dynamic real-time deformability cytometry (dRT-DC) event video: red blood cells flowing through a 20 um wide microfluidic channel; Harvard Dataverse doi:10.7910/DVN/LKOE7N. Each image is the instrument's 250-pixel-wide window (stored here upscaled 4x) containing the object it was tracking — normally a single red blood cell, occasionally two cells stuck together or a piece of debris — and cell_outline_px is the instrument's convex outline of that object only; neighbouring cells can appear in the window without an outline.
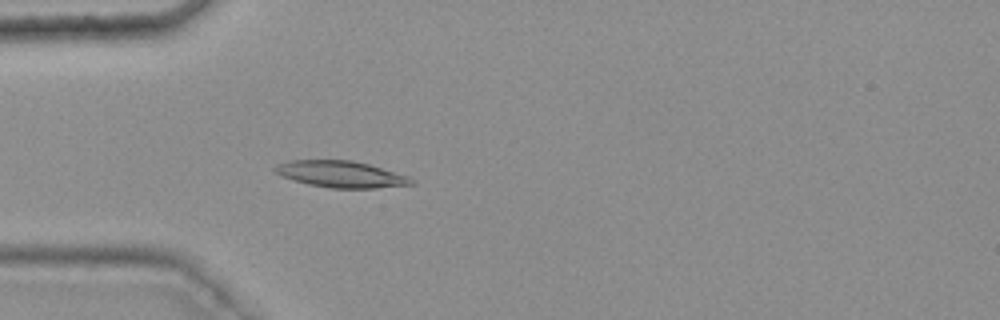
{"species": "common noctule bat (a hibernating species)", "species_latin": "Nyctalus noctula", "temperature_condition": "warm", "stored_images_in_passage": 41, "camera_frame_rate_fps": 3000, "um_per_image_px": 0.085, "animal": {"sex": "female", "body_mass_g": 25.1}, "frame": {"image": 1, "passage_image": 15, "time_ms": 4.667, "image_size_px": [1000, 320], "cell_outline_px": [[416, 184], [376, 188], [328, 188], [308, 184], [292, 180], [280, 176], [272, 168], [276, 164], [288, 160], [352, 160], [368, 164], [408, 176], [416, 180]], "centroid_in_image_um": [28.96, 14.81], "position_along_channel_um": 56.0, "area_um2": 21.27}}
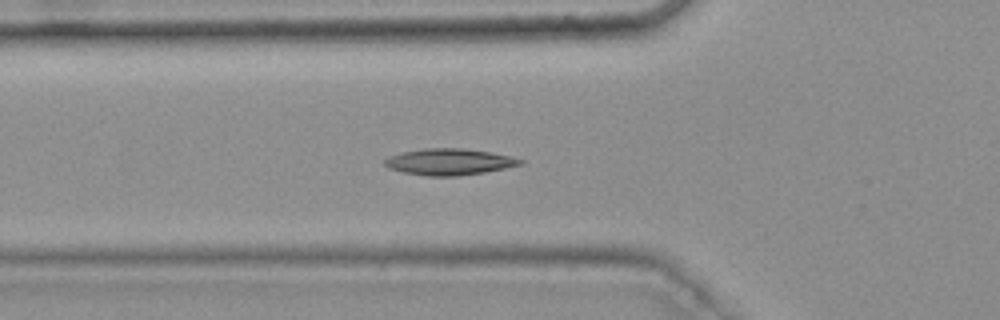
{"frame": {"image": 2, "passage_image": 18, "time_ms": 5.667, "image_size_px": [1000, 320], "cell_outline_px": [[524, 164], [484, 172], [456, 176], [428, 176], [404, 172], [388, 168], [384, 164], [384, 160], [388, 156], [400, 152], [424, 148], [464, 148], [492, 152], [524, 160]], "centroid_in_image_um": [38.16, 13.74], "position_along_channel_um": 87.6, "area_um2": 20.87}}
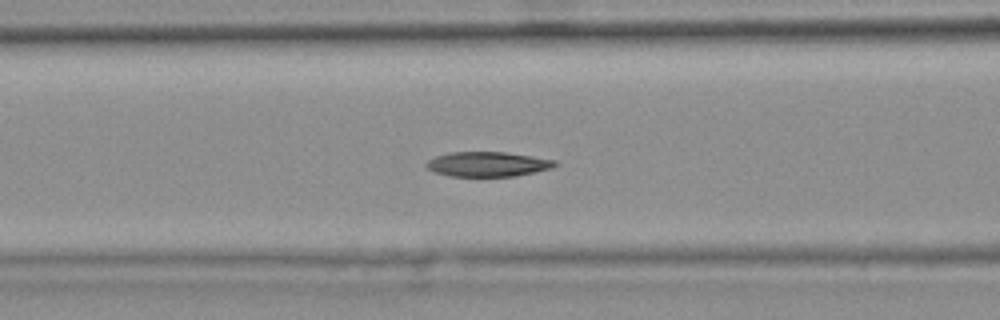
{"frame": {"image": 3, "passage_image": 21, "time_ms": 6.667, "image_size_px": [1000, 320], "cell_outline_px": [[560, 164], [552, 168], [516, 176], [448, 176], [432, 172], [424, 164], [428, 160], [436, 156], [448, 152], [504, 152], [532, 156], [556, 160]], "centroid_in_image_um": [41.45, 13.95], "position_along_channel_um": 125.2, "area_um2": 18.73}, "authors_computed_cell_mechanics": {"area_um2": 20.2878, "velocity_mm_per_s": 3.728, "shape_relaxation_time_tau1_ms": null, "shape_relaxation_time_tau2_ms": 8.2965, "deformation_change_tau1": null, "deformation_change_tau2": 0.1248}}